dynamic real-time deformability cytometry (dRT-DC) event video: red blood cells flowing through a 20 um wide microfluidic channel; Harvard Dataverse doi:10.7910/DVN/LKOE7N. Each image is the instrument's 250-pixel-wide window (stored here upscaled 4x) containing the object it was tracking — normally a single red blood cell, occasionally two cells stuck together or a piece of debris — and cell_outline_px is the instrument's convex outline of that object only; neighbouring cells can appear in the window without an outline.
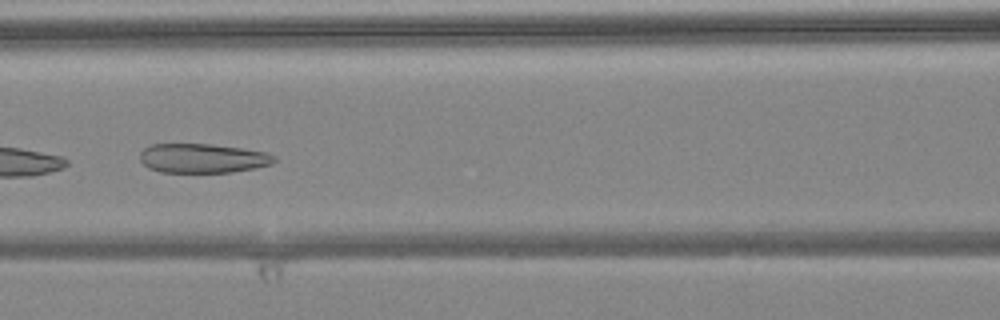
{"species": "common noctule bat (a hibernating species)", "species_latin": "Nyctalus noctula", "temperature_condition": "warm", "stored_images_in_passage": 4, "camera_frame_rate_fps": 3000, "um_per_image_px": 0.085, "animal": {"sex": "female", "body_mass_g": 24.6, "forearm_length_mm": 56.2}, "frame": {"image": 1, "passage_image": 3, "time_ms": 0.667, "image_size_px": [1000, 320], "cell_outline_px": [[276, 160], [272, 164], [256, 168], [232, 172], [160, 172], [148, 168], [140, 160], [140, 152], [144, 148], [152, 144], [212, 144], [268, 152], [276, 156]], "centroid_in_image_um": [17.24, 13.45], "position_along_channel_um": 149.4, "area_um2": 23.06}}
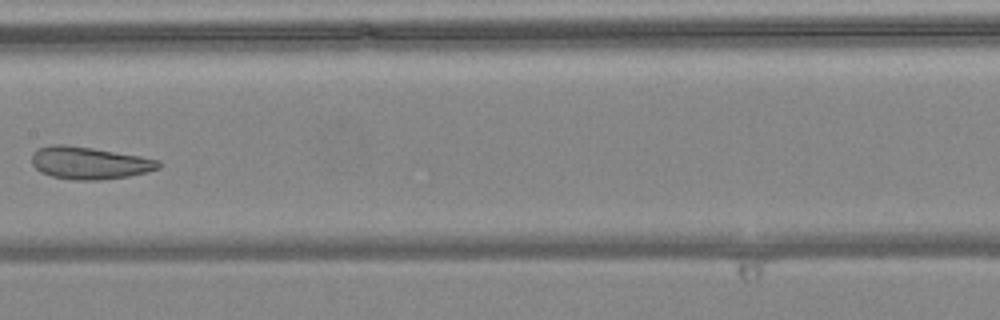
{"frame": {"image": 2, "passage_image": 4, "time_ms": 1.0, "image_size_px": [1000, 320], "cell_outline_px": [[160, 168], [148, 172], [128, 176], [100, 180], [76, 180], [52, 176], [40, 172], [32, 164], [32, 152], [36, 148], [48, 144], [64, 144], [92, 148], [140, 156], [160, 160]], "centroid_in_image_um": [7.57, 13.84], "position_along_channel_um": 199.8, "area_um2": 24.04}}